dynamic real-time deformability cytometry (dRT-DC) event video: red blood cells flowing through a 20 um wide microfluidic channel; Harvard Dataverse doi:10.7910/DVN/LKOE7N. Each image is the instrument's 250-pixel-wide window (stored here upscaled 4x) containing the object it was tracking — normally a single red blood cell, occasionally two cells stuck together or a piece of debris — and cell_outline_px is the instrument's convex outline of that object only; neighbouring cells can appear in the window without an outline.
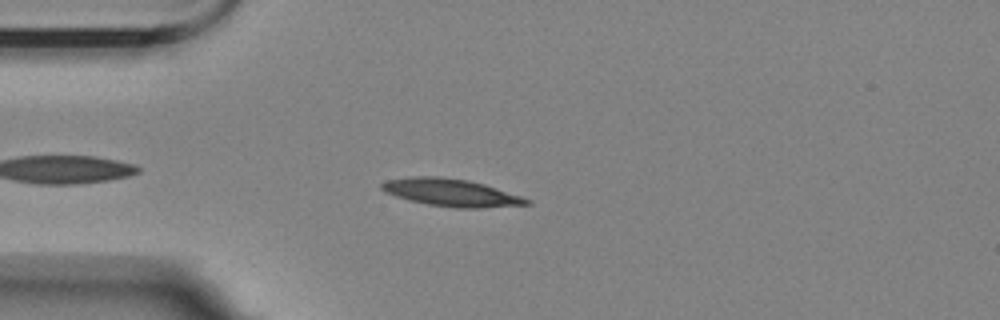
{"species": "Egyptian fruit bat (a non-hibernating species)", "species_latin": "Rousettus aegyptiacus", "temperature_condition": "room temperature", "stored_images_in_passage": 48, "camera_frame_rate_fps": 3000, "um_per_image_px": 0.085, "animal": {"sex": "female"}, "frame": {"image": 1, "passage_image": 6, "time_ms": 1.667, "image_size_px": [1000, 320], "cell_outline_px": [[532, 204], [484, 208], [456, 208], [428, 204], [408, 200], [384, 192], [380, 188], [380, 184], [388, 180], [416, 176], [436, 176], [468, 180], [484, 184], [532, 200]], "centroid_in_image_um": [38.35, 16.38], "position_along_channel_um": 46.6, "area_um2": 23.12}}
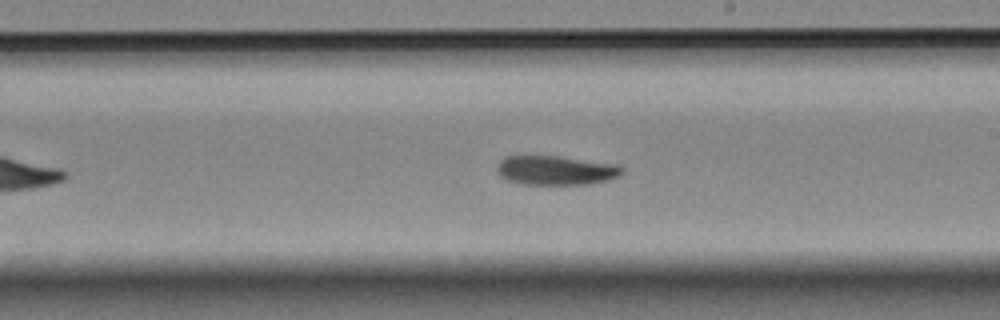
{"frame": {"image": 2, "passage_image": 24, "time_ms": 7.667, "image_size_px": [1000, 320], "cell_outline_px": [[624, 172], [620, 176], [608, 180], [588, 184], [524, 184], [508, 180], [500, 176], [496, 168], [496, 164], [504, 156], [560, 156], [616, 164], [624, 168]], "centroid_in_image_um": [47.25, 14.47], "position_along_channel_um": 241.7, "area_um2": 21.44}}
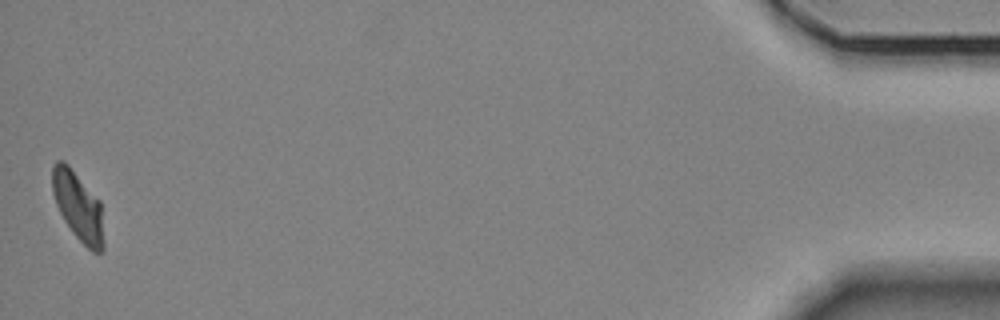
{"frame": {"image": 3, "passage_image": 48, "time_ms": 15.667, "image_size_px": [1000, 320], "cell_outline_px": [[104, 248], [100, 252], [92, 252], [72, 232], [64, 220], [56, 204], [52, 192], [52, 164], [56, 160], [64, 160], [68, 164], [100, 200], [104, 240]], "centroid_in_image_um": [6.63, 17.51], "position_along_channel_um": 428.6, "area_um2": 20.75}, "authors_computed_cell_mechanics": {"area_um2": 21.7039, "velocity_mm_per_s": 3.4891, "shape_relaxation_time_tau1_ms": 4.6655, "shape_relaxation_time_tau2_ms": null, "deformation_change_tau1": 0.1533, "deformation_change_tau2": null}}